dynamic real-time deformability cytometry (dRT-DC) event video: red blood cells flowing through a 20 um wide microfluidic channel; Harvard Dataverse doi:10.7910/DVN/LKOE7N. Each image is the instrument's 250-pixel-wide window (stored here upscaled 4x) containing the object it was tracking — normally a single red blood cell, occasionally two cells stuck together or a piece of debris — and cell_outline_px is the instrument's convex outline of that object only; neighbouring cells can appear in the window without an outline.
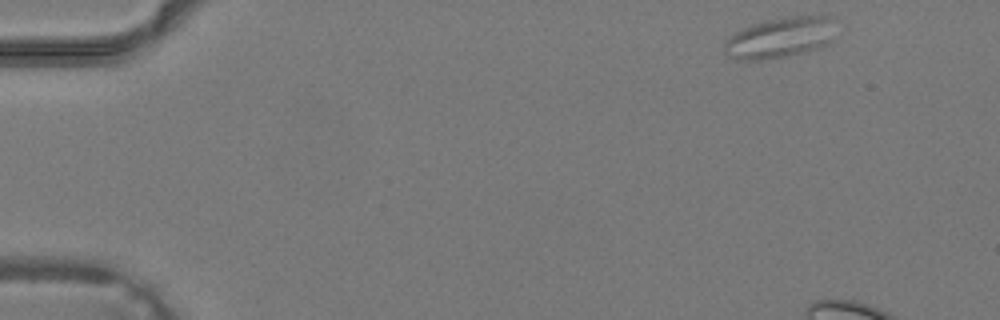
{"species": "common noctule bat (a hibernating species)", "species_latin": "Nyctalus noctula", "temperature_condition": "warm", "stored_images_in_passage": 6, "camera_frame_rate_fps": 3000, "um_per_image_px": 0.085, "animal": {"sex": "male", "body_mass_g": 19.2, "forearm_length_mm": 51.8}, "frame": {"image": 1, "passage_image": 1, "time_ms": 0.0, "image_size_px": [1000, 320], "cell_outline_px": [[832, 40], [828, 44], [820, 48], [784, 56], [760, 60], [736, 60], [728, 56], [724, 52], [724, 44], [728, 36], [752, 24], [768, 20], [792, 16], [828, 16]], "centroid_in_image_um": [66.2, 3.23], "position_along_channel_um": 18.8, "area_um2": 25.78}}